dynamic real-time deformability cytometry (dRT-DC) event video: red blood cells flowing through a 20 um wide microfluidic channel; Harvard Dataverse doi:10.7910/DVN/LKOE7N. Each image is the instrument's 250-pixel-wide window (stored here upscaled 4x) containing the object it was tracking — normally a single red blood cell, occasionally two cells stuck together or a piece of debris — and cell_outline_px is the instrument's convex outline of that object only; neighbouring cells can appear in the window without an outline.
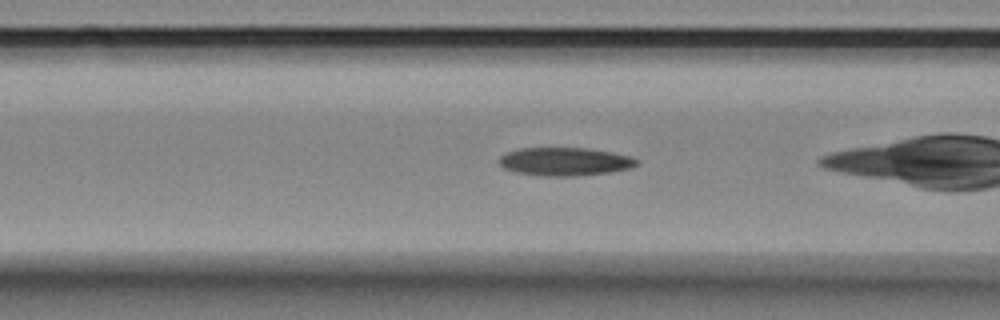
{"species": "Egyptian fruit bat (a non-hibernating species)", "species_latin": "Rousettus aegyptiacus", "temperature_condition": "room temperature", "stored_images_in_passage": 54, "camera_frame_rate_fps": 3000, "um_per_image_px": 0.085, "animal": {"sex": "female"}, "frame": {"image": 1, "passage_image": 18, "time_ms": 5.667, "image_size_px": [1000, 320], "cell_outline_px": [[640, 164], [632, 168], [608, 172], [576, 176], [540, 176], [516, 172], [504, 168], [500, 164], [500, 156], [508, 152], [520, 148], [588, 148], [612, 152], [628, 156], [640, 160]], "centroid_in_image_um": [48.05, 13.74], "position_along_channel_um": 118.6, "area_um2": 22.66}}
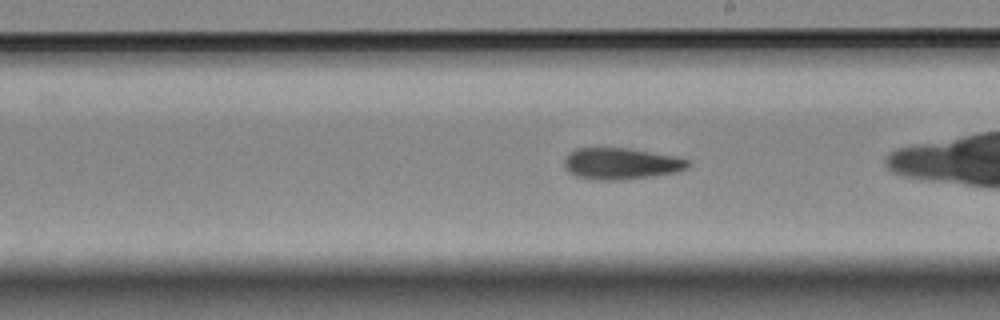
{"frame": {"image": 2, "passage_image": 28, "time_ms": 9.0, "image_size_px": [1000, 320], "cell_outline_px": [[692, 164], [688, 168], [676, 172], [652, 176], [624, 180], [592, 180], [576, 176], [568, 172], [564, 168], [564, 160], [576, 148], [628, 148], [676, 156], [688, 160]], "centroid_in_image_um": [52.81, 13.92], "position_along_channel_um": 236.2, "area_um2": 22.83}}
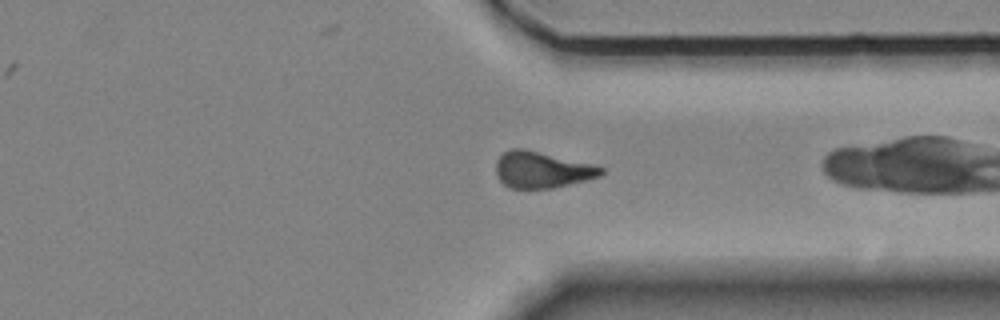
{"frame": {"image": 3, "passage_image": 39, "time_ms": 12.667, "image_size_px": [1000, 320], "cell_outline_px": [[604, 172], [600, 176], [588, 180], [552, 188], [508, 188], [500, 180], [496, 172], [496, 160], [504, 152], [512, 148], [524, 148], [596, 164], [604, 168]], "centroid_in_image_um": [46.1, 14.42], "position_along_channel_um": 365.3, "area_um2": 22.54}, "authors_computed_cell_mechanics": {"area_um2": 22.9177, "velocity_mm_per_s": 3.5236, "shape_relaxation_time_tau1_ms": null, "shape_relaxation_time_tau2_ms": 3.9382, "deformation_change_tau1": null, "deformation_change_tau2": 0.1156}}